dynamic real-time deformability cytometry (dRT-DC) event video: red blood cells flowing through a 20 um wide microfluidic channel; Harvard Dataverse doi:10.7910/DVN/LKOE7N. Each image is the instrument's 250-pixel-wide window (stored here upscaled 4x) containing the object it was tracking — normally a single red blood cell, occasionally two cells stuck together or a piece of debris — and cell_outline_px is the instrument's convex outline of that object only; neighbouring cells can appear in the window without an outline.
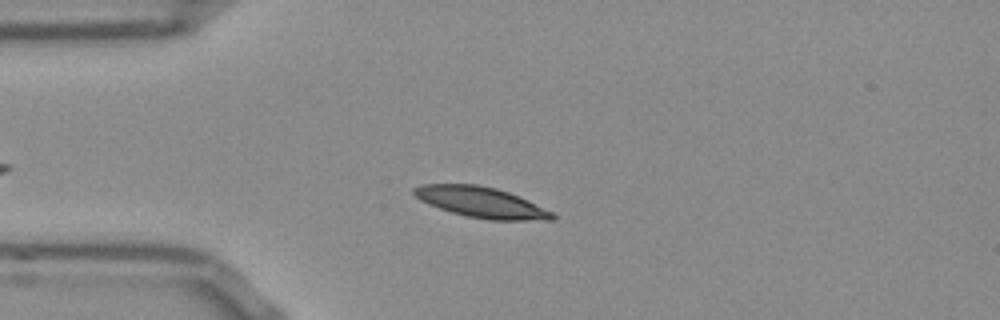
{"species": "Egyptian fruit bat (a non-hibernating species)", "species_latin": "Rousettus aegyptiacus", "temperature_condition": "room temperature", "stored_images_in_passage": 45, "camera_frame_rate_fps": 3000, "um_per_image_px": 0.085, "frame": {"image": 1, "passage_image": 9, "time_ms": 2.667, "image_size_px": [1000, 320], "cell_outline_px": [[556, 216], [552, 220], [488, 220], [464, 216], [440, 208], [420, 200], [412, 192], [412, 188], [420, 184], [476, 184], [496, 188], [508, 192], [528, 200], [552, 212]], "centroid_in_image_um": [40.88, 17.19], "position_along_channel_um": 44.1, "area_um2": 24.62}}
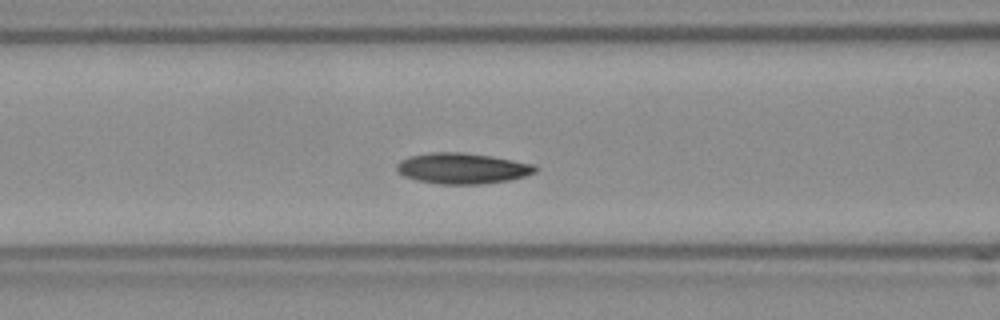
{"frame": {"image": 2, "passage_image": 17, "time_ms": 5.333, "image_size_px": [1000, 320], "cell_outline_px": [[540, 168], [536, 172], [524, 176], [508, 180], [480, 184], [440, 184], [416, 180], [404, 176], [396, 168], [396, 164], [400, 160], [408, 156], [428, 152], [460, 152], [492, 156], [536, 164]], "centroid_in_image_um": [39.31, 14.3], "position_along_channel_um": 127.3, "area_um2": 25.03}}
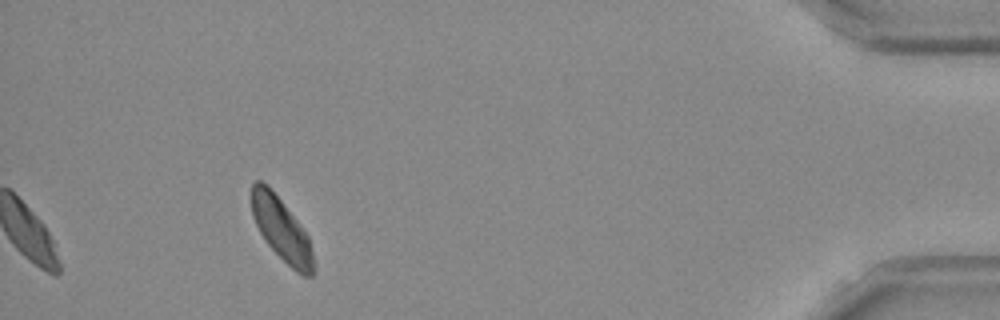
{"frame": {"image": 3, "passage_image": 45, "time_ms": 14.667, "image_size_px": [1000, 320], "cell_outline_px": [[316, 268], [312, 276], [304, 276], [296, 272], [268, 244], [260, 232], [252, 216], [252, 184], [256, 180], [260, 180], [268, 184], [296, 220], [308, 236], [316, 264]], "centroid_in_image_um": [23.95, 19.52], "position_along_channel_um": 411.3, "area_um2": 22.48}, "authors_computed_cell_mechanics": {"area_um2": 23.8714, "velocity_mm_per_s": 3.7371, "shape_relaxation_time_tau1_ms": 2.7673, "shape_relaxation_time_tau2_ms": 6.8331, "deformation_change_tau1": 0.0945, "deformation_change_tau2": 0.0885}}